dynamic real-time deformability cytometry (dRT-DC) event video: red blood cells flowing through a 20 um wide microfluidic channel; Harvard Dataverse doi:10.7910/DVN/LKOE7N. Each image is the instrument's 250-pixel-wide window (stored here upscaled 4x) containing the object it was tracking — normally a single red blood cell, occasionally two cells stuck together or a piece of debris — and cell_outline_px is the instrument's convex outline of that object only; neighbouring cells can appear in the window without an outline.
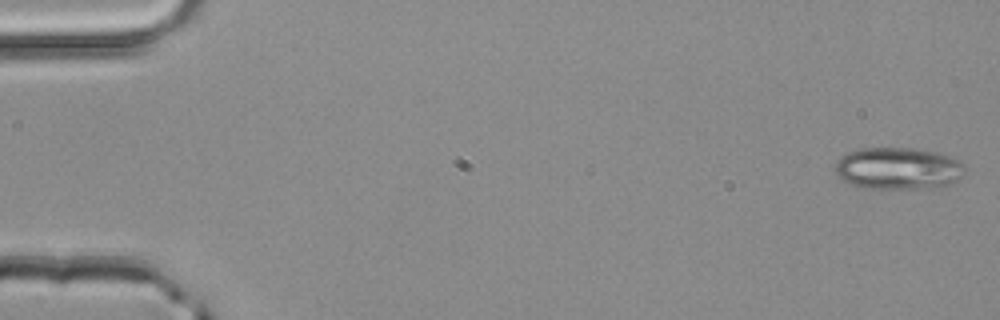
{"species": "common noctule bat (a hibernating species)", "species_latin": "Nyctalus noctula", "temperature_condition": "room temperature", "stored_images_in_passage": 50, "camera_frame_rate_fps": 3000, "um_per_image_px": 0.085, "animal": {"sex": "male", "body_mass_g": 20.4}, "frame": {"image": 1, "passage_image": 1, "time_ms": 0.0, "image_size_px": [1000, 320], "cell_outline_px": [[964, 172], [956, 180], [948, 184], [916, 188], [864, 188], [840, 180], [836, 176], [836, 164], [840, 156], [848, 152], [860, 148], [912, 148], [936, 152], [960, 160], [964, 164]], "centroid_in_image_um": [76.29, 14.3], "position_along_channel_um": 8.7, "area_um2": 31.5}}
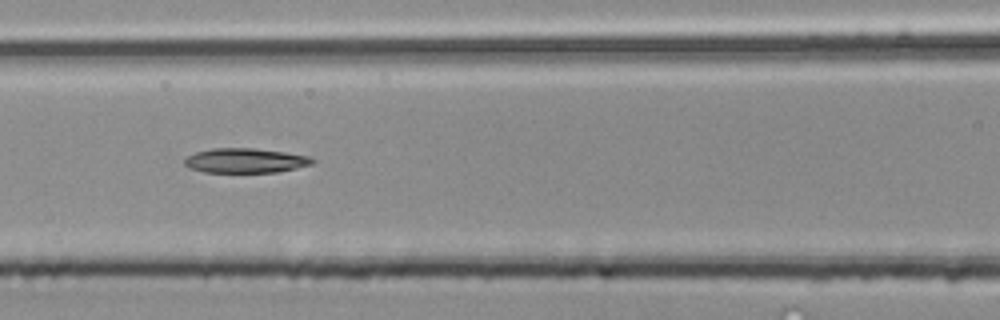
{"frame": {"image": 2, "passage_image": 22, "time_ms": 7.0, "image_size_px": [1000, 320], "cell_outline_px": [[316, 160], [312, 164], [296, 168], [276, 172], [204, 172], [188, 168], [184, 164], [184, 160], [188, 156], [196, 152], [212, 148], [256, 148], [312, 156]], "centroid_in_image_um": [20.87, 13.64], "position_along_channel_um": 145.7, "area_um2": 18.44}}
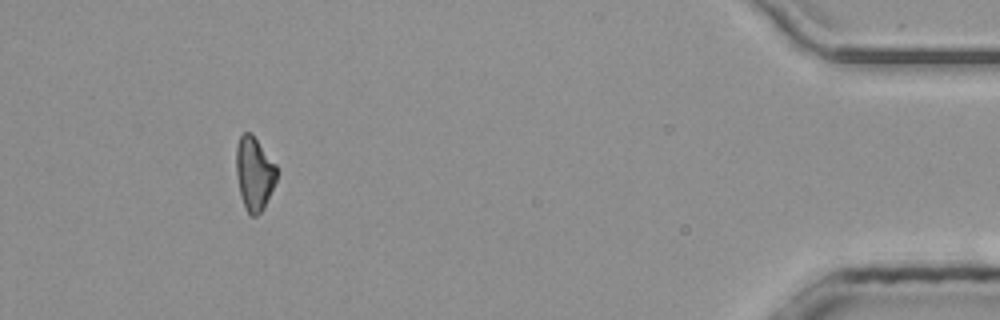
{"frame": {"image": 3, "passage_image": 46, "time_ms": 15.0, "image_size_px": [1000, 320], "cell_outline_px": [[276, 180], [264, 208], [256, 216], [248, 216], [244, 208], [240, 196], [236, 176], [236, 144], [240, 136], [244, 132], [252, 132], [276, 164]], "centroid_in_image_um": [21.59, 14.75], "position_along_channel_um": 413.6, "area_um2": 17.69}}